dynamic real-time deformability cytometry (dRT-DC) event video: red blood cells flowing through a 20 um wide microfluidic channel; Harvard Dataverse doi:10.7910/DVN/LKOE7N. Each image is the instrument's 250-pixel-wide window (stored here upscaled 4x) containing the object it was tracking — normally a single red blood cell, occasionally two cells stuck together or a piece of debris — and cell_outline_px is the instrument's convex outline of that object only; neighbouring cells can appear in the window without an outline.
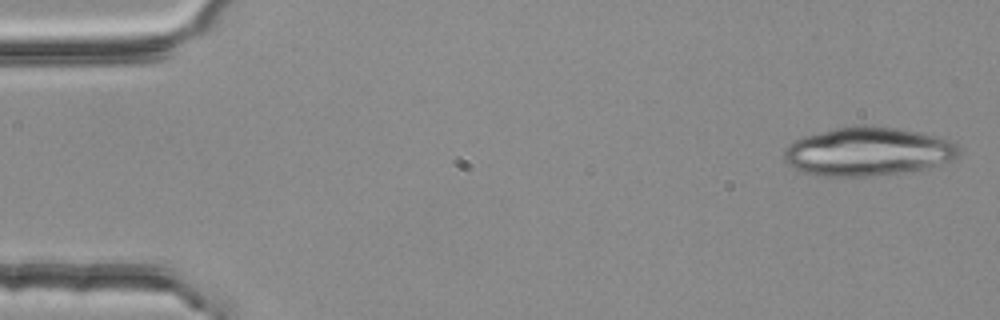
{"species": "common noctule bat (a hibernating species)", "species_latin": "Nyctalus noctula", "temperature_condition": "room temperature", "stored_images_in_passage": 4, "segment_of_instrument_passage": [2, 2], "camera_frame_rate_fps": 3000, "um_per_image_px": 0.085, "animal": {"sex": "female", "body_mass_g": 25.1}, "frame": {"image": 1, "passage_image": 4, "time_ms": 1.0, "image_size_px": [1000, 320], "cell_outline_px": [[956, 156], [952, 160], [916, 172], [872, 176], [816, 176], [804, 172], [788, 164], [784, 160], [784, 152], [788, 144], [804, 136], [852, 124], [868, 124], [896, 128], [940, 136], [956, 144]], "centroid_in_image_um": [73.77, 12.88], "position_along_channel_um": 11.2, "area_um2": 49.94}}